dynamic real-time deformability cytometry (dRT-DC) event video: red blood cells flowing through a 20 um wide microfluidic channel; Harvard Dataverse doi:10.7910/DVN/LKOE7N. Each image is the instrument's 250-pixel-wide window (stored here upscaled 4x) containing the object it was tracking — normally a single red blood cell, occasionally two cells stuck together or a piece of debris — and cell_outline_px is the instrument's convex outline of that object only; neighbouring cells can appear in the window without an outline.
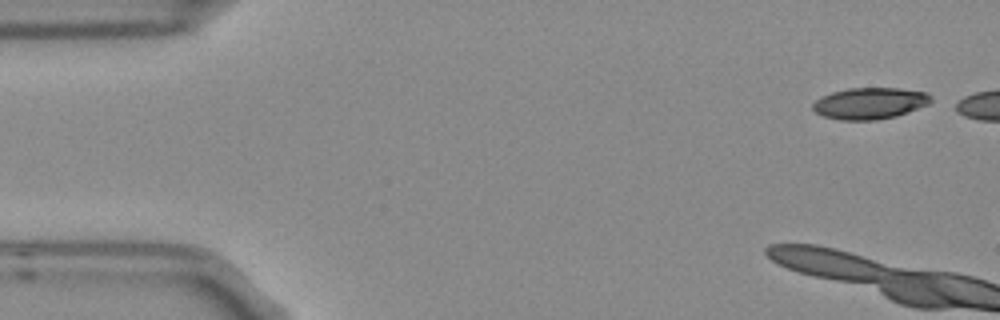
{"species": "Egyptian fruit bat (a non-hibernating species)", "species_latin": "Rousettus aegyptiacus", "temperature_condition": "room temperature", "stored_images_in_passage": 4, "camera_frame_rate_fps": 3000, "um_per_image_px": 0.085, "frame": {"image": 1, "passage_image": 1, "time_ms": 0.0, "image_size_px": [1000, 320], "cell_outline_px": [[932, 100], [928, 104], [908, 112], [896, 116], [876, 120], [840, 120], [824, 116], [816, 112], [812, 108], [812, 104], [820, 96], [832, 92], [848, 88], [900, 88], [928, 92], [932, 96]], "centroid_in_image_um": [73.94, 8.77], "position_along_channel_um": 11.1, "area_um2": 21.79}}